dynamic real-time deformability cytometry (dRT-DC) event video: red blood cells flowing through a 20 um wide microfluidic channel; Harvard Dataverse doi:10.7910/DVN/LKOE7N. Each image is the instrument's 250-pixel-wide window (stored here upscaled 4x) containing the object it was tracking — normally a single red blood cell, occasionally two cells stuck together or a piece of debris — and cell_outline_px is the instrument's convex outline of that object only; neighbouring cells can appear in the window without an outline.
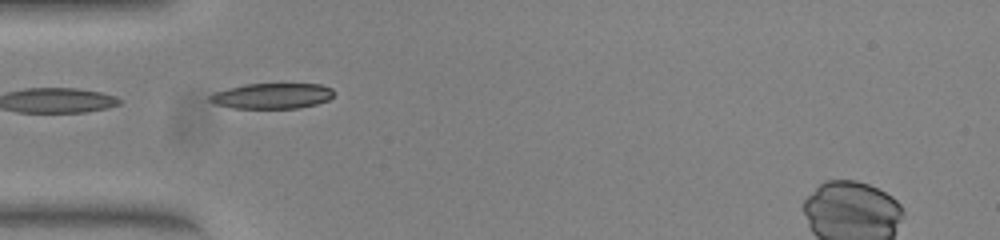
{"species": "common noctule bat (a hibernating species)", "species_latin": "Nyctalus noctula", "temperature_condition": "warm", "stored_images_in_passage": 25, "camera_frame_rate_fps": 3000, "um_per_image_px": 0.085, "animal": {"sex": "female", "body_mass_g": 23.0, "forearm_length_mm": 53.4}, "frame": {"image": 1, "passage_image": 1, "time_ms": 0.0, "image_size_px": [1000, 240], "cell_outline_px": [[332, 96], [328, 100], [316, 104], [296, 108], [232, 108], [216, 104], [208, 100], [208, 96], [216, 92], [228, 88], [244, 84], [320, 84], [332, 88]], "centroid_in_image_um": [23.1, 8.15], "position_along_channel_um": 61.9, "area_um2": 18.32}, "authors_computed_cell_mechanics": {"area_um2": 18.3226, "velocity_mm_per_s": 3.8434, "shape_relaxation_time_tau1_ms": 7.5302, "shape_relaxation_time_tau2_ms": 2.4665, "deformation_change_tau1": 0.1665, "deformation_change_tau2": 0.062}}